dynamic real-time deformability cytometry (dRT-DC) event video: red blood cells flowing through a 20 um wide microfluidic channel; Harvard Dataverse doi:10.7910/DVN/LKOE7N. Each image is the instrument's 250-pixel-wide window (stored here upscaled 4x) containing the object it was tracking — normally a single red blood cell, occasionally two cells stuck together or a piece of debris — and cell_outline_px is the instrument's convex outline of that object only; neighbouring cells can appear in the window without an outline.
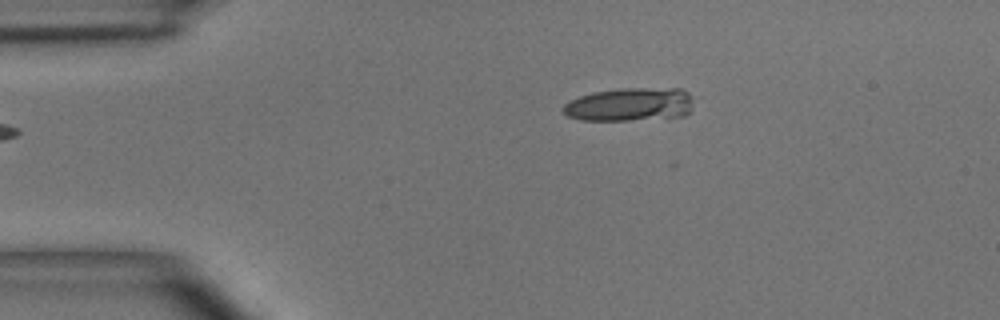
{"species": "common noctule bat (a hibernating species)", "species_latin": "Nyctalus noctula", "temperature_condition": "room temperature", "stored_images_in_passage": 3, "camera_frame_rate_fps": 3000, "um_per_image_px": 0.085, "animal": {"sex": "male", "body_mass_g": 15.6}, "frame": {"image": 1, "passage_image": 3, "time_ms": 2.333, "image_size_px": [1000, 320], "cell_outline_px": [[700, 96], [692, 108], [684, 116], [628, 120], [580, 120], [568, 116], [560, 108], [564, 104], [580, 96], [592, 92], [620, 88], [680, 88]], "centroid_in_image_um": [53.65, 8.86], "position_along_channel_um": 31.3, "area_um2": 26.01}}